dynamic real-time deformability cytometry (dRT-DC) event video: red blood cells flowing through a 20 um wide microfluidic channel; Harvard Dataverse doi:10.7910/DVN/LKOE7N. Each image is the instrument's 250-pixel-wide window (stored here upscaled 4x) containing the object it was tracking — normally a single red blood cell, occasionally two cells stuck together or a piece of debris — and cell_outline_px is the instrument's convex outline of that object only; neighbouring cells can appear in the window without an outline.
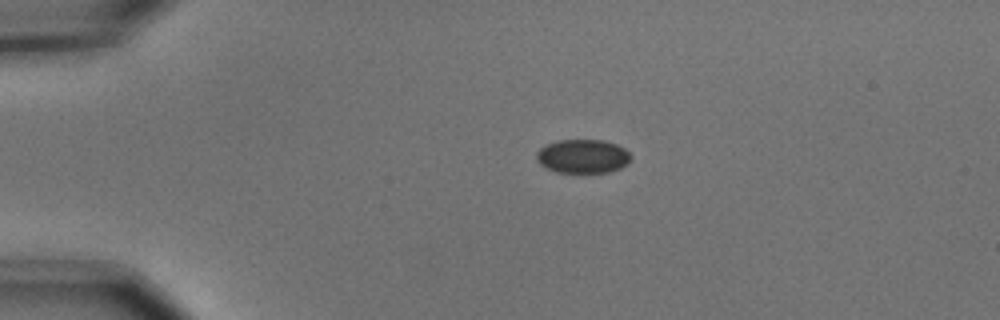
{"species": "common noctule bat (a hibernating species)", "species_latin": "Nyctalus noctula", "temperature_condition": "cold", "stored_images_in_passage": 6, "camera_frame_rate_fps": 3000, "um_per_image_px": 0.085, "animal": {"sex": "male", "body_mass_g": 15.6}, "frame": {"image": 1, "passage_image": 1, "time_ms": 0.0, "image_size_px": [1000, 320], "cell_outline_px": [[632, 156], [628, 164], [620, 168], [608, 172], [556, 172], [544, 168], [536, 160], [536, 152], [544, 144], [556, 140], [604, 140], [616, 144], [624, 148]], "centroid_in_image_um": [49.5, 13.28], "position_along_channel_um": 35.5, "area_um2": 18.84}}
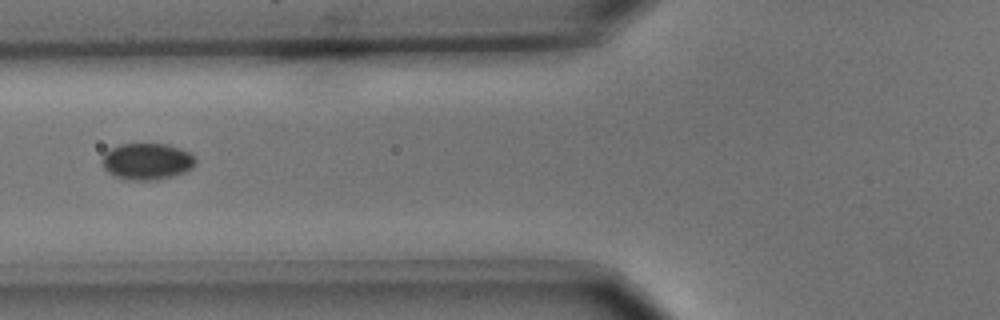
{"frame": {"image": 2, "passage_image": 3, "time_ms": 0.667, "image_size_px": [1000, 320], "cell_outline_px": [[196, 164], [192, 168], [184, 172], [172, 176], [156, 180], [128, 180], [116, 176], [108, 172], [104, 168], [100, 160], [104, 152], [108, 148], [120, 144], [168, 144], [192, 152], [196, 156]], "centroid_in_image_um": [12.5, 13.7], "position_along_channel_um": 113.3, "area_um2": 20.29}}
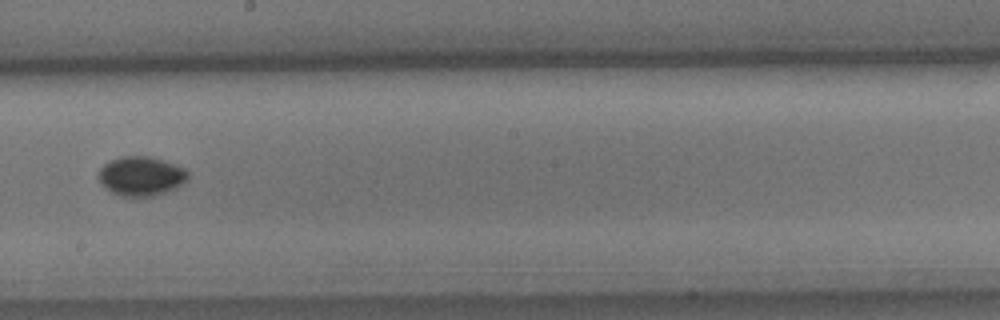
{"frame": {"image": 3, "passage_image": 6, "time_ms": 1.667, "image_size_px": [1000, 320], "cell_outline_px": [[188, 180], [184, 184], [168, 192], [156, 196], [120, 196], [104, 188], [100, 184], [96, 176], [100, 168], [104, 164], [112, 160], [124, 156], [148, 156], [164, 160], [184, 168], [188, 172]], "centroid_in_image_um": [11.99, 14.98], "position_along_channel_um": 236.2, "area_um2": 20.81}}